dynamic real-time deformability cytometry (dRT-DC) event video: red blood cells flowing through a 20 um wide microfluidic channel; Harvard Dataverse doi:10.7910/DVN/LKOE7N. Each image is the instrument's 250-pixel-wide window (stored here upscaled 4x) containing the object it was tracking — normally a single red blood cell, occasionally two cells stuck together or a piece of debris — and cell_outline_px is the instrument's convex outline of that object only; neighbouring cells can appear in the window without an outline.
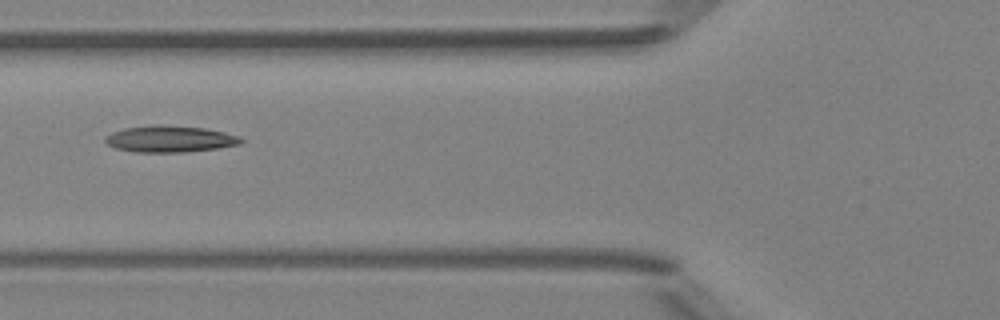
{"species": "Egyptian fruit bat (a non-hibernating species)", "species_latin": "Rousettus aegyptiacus", "temperature_condition": "room temperature", "stored_images_in_passage": 6, "camera_frame_rate_fps": 3000, "um_per_image_px": 0.085, "animal": {"sex": "female"}, "frame": {"image": 1, "passage_image": 6, "time_ms": 6.333, "image_size_px": [1000, 320], "cell_outline_px": [[244, 140], [240, 144], [216, 148], [184, 152], [136, 152], [116, 148], [108, 144], [104, 140], [104, 136], [112, 132], [124, 128], [160, 124], [164, 124], [204, 128], [224, 132], [236, 136]], "centroid_in_image_um": [14.4, 11.8], "position_along_channel_um": 111.4, "area_um2": 20.87}}